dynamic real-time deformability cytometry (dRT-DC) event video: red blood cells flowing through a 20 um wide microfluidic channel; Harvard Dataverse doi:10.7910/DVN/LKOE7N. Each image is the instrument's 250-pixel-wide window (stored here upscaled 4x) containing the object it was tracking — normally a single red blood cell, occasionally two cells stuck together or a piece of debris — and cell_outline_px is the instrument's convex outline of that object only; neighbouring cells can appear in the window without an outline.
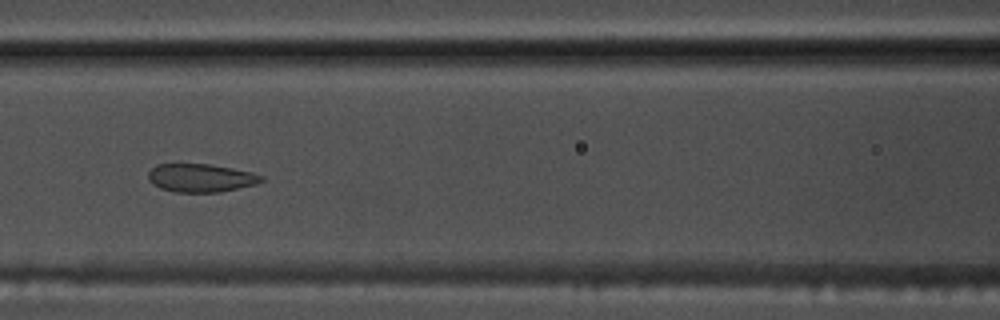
{"species": "common noctule bat (a hibernating species)", "species_latin": "Nyctalus noctula", "temperature_condition": "warm", "stored_images_in_passage": 55, "camera_frame_rate_fps": 3000, "um_per_image_px": 0.085, "animal": {"sex": "male", "body_mass_g": 17.5, "forearm_length_mm": 52.3}, "frame": {"image": 1, "passage_image": 24, "time_ms": 7.667, "image_size_px": [1000, 320], "cell_outline_px": [[264, 180], [256, 184], [220, 192], [176, 192], [160, 188], [152, 184], [148, 180], [148, 172], [156, 164], [212, 164], [252, 172], [264, 176]], "centroid_in_image_um": [17.06, 15.12], "position_along_channel_um": 149.5, "area_um2": 18.73}, "authors_computed_cell_mechanics": {"area_um2": 23.5246, "velocity_mm_per_s": 3.7076, "shape_relaxation_time_tau1_ms": 10.1184, "shape_relaxation_time_tau2_ms": 1.0382, "deformation_change_tau1": 0.193, "deformation_change_tau2": 0.0706}}